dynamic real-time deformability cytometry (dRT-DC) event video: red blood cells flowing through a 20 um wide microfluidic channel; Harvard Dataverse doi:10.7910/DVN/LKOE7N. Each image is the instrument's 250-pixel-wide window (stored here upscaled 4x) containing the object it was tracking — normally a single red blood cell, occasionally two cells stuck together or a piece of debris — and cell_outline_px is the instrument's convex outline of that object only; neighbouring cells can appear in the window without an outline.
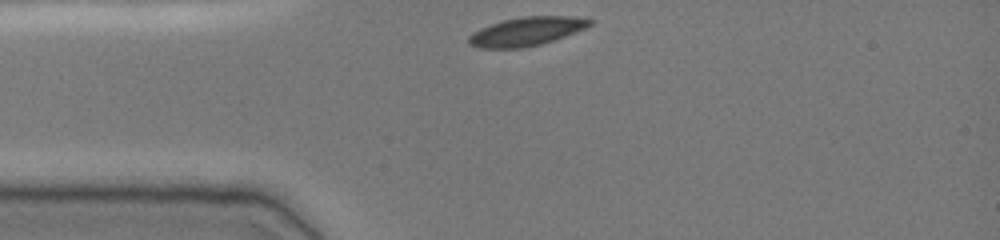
{"species": "common noctule bat (a hibernating species)", "species_latin": "Nyctalus noctula", "temperature_condition": "cold", "stored_images_in_passage": 32, "camera_frame_rate_fps": 3000, "um_per_image_px": 0.085, "animal": {"sex": "female", "body_mass_g": 19.0, "forearm_length_mm": 51.5}, "frame": {"image": 1, "passage_image": 1, "time_ms": 0.0, "image_size_px": [1000, 240], "cell_outline_px": [[592, 24], [584, 28], [564, 36], [540, 44], [524, 48], [480, 48], [468, 44], [468, 36], [472, 32], [480, 28], [504, 20], [524, 16], [572, 16], [592, 20]], "centroid_in_image_um": [44.7, 2.67], "position_along_channel_um": 40.3, "area_um2": 20.0}}
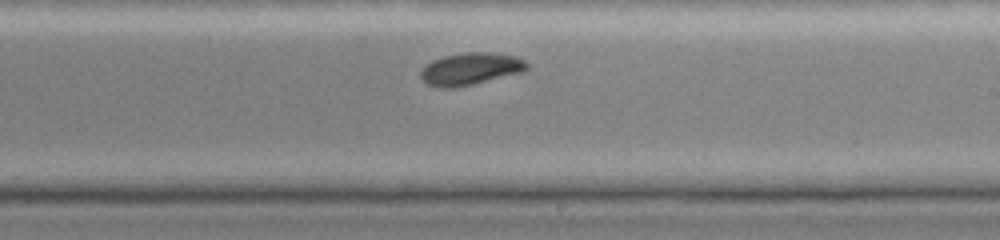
{"frame": {"image": 2, "passage_image": 19, "time_ms": 6.0, "image_size_px": [1000, 240], "cell_outline_px": [[528, 68], [524, 72], [472, 84], [452, 88], [440, 88], [428, 84], [420, 80], [420, 72], [432, 60], [444, 56], [468, 52], [488, 52], [516, 56], [524, 60], [528, 64]], "centroid_in_image_um": [40.0, 5.86], "position_along_channel_um": 249.0, "area_um2": 19.88}}
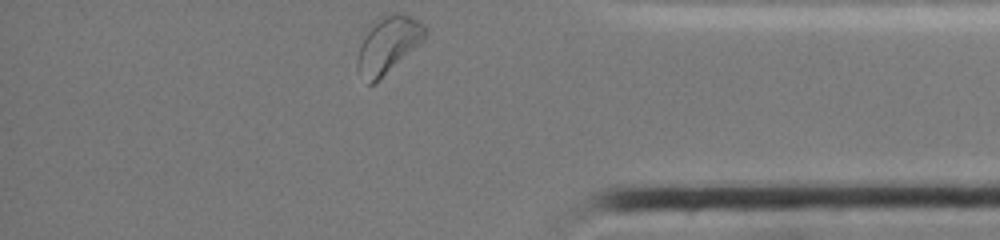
{"frame": {"image": 3, "passage_image": 32, "time_ms": 10.333, "image_size_px": [1000, 240], "cell_outline_px": [[428, 32], [424, 40], [372, 84], [368, 84], [356, 68], [356, 60], [360, 44], [376, 16], [396, 12], [400, 12], [420, 20], [428, 28]], "centroid_in_image_um": [33.0, 3.72], "position_along_channel_um": 402.2, "area_um2": 22.31}, "authors_computed_cell_mechanics": {"area_um2": 20.5479, "velocity_mm_per_s": 3.7563, "shape_relaxation_time_tau1_ms": 2.6984, "shape_relaxation_time_tau2_ms": null, "deformation_change_tau1": 0.0881, "deformation_change_tau2": null}}